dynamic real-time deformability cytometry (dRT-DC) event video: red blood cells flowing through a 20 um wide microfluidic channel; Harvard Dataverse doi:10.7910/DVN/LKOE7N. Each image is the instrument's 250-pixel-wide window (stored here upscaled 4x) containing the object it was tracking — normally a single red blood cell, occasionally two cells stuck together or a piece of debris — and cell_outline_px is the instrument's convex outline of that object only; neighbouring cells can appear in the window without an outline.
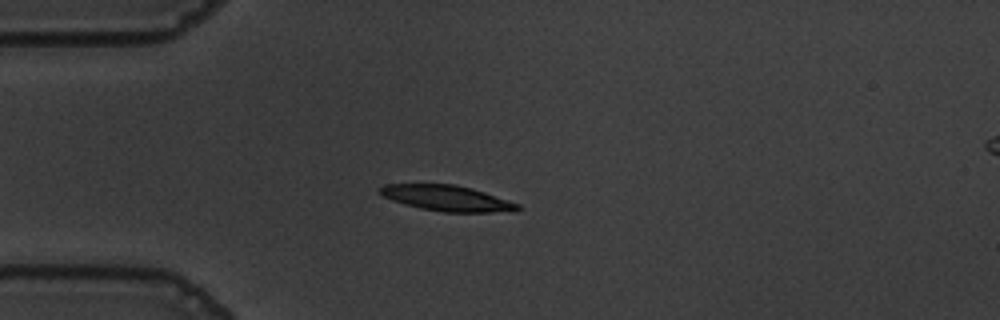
{"species": "common noctule bat (a hibernating species)", "species_latin": "Nyctalus noctula", "temperature_condition": "warm", "stored_images_in_passage": 42, "camera_frame_rate_fps": 3000, "um_per_image_px": 0.085, "animal": {"sex": "male", "body_mass_g": 19.5, "forearm_length_mm": 54.6}, "frame": {"image": 1, "passage_image": 1, "time_ms": 0.0, "image_size_px": [1000, 320], "cell_outline_px": [[520, 208], [516, 212], [444, 212], [420, 208], [404, 204], [392, 200], [384, 196], [380, 192], [380, 188], [384, 184], [456, 184], [472, 188], [520, 204]], "centroid_in_image_um": [38.04, 16.85], "position_along_channel_um": 47.0, "area_um2": 20.58}}
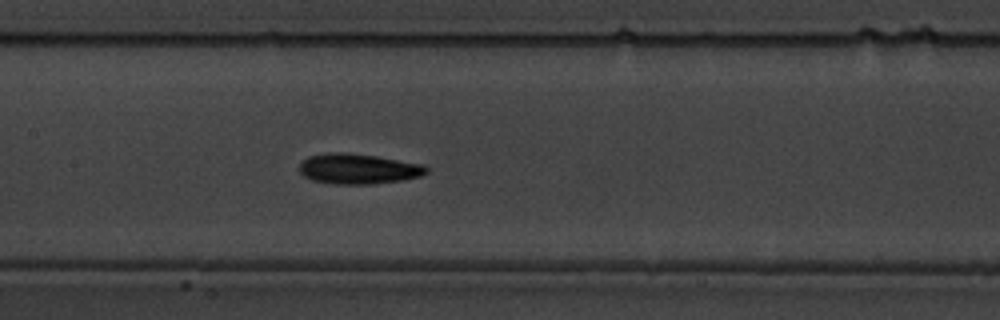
{"frame": {"image": 2, "passage_image": 13, "time_ms": 4.0, "image_size_px": [1000, 320], "cell_outline_px": [[428, 172], [420, 176], [404, 180], [372, 184], [336, 184], [312, 180], [304, 176], [300, 172], [300, 164], [308, 156], [328, 152], [344, 152], [376, 156], [424, 164], [428, 168]], "centroid_in_image_um": [30.47, 14.35], "position_along_channel_um": 176.9, "area_um2": 22.48}}
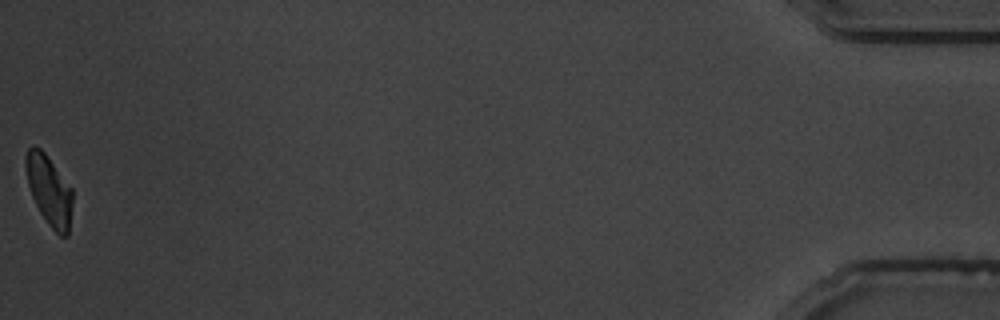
{"frame": {"image": 3, "passage_image": 42, "time_ms": 13.667, "image_size_px": [1000, 320], "cell_outline_px": [[72, 204], [68, 236], [60, 236], [48, 224], [40, 212], [32, 196], [28, 184], [24, 164], [24, 156], [28, 148], [32, 144], [40, 148], [44, 152], [72, 188]], "centroid_in_image_um": [4.16, 16.15], "position_along_channel_um": 431.0, "area_um2": 19.07}, "authors_computed_cell_mechanics": {"area_um2": 21.1259, "velocity_mm_per_s": 3.6318, "shape_relaxation_time_tau1_ms": 3.0058, "shape_relaxation_time_tau2_ms": 4.7107, "deformation_change_tau1": 0.134, "deformation_change_tau2": 0.1249}}